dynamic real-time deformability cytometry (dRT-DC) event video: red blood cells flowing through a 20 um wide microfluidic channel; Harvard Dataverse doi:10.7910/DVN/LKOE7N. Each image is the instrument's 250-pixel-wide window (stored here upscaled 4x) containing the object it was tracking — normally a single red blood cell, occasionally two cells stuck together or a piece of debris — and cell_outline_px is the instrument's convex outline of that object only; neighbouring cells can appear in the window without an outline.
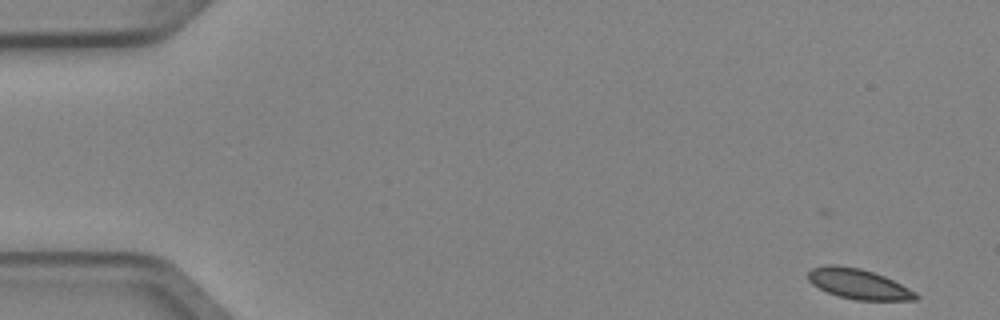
{"species": "Egyptian fruit bat (a non-hibernating species)", "species_latin": "Rousettus aegyptiacus", "temperature_condition": "cold", "stored_images_in_passage": 4, "camera_frame_rate_fps": 3000, "um_per_image_px": 0.085, "animal": {"sex": "female"}, "frame": {"image": 1, "passage_image": 1, "time_ms": 0.0, "image_size_px": [1000, 320], "cell_outline_px": [[920, 296], [916, 300], [856, 300], [840, 296], [828, 292], [812, 284], [808, 280], [808, 272], [812, 268], [828, 264], [836, 264], [860, 268], [884, 276], [916, 292]], "centroid_in_image_um": [72.96, 24.13], "position_along_channel_um": 12.0, "area_um2": 18.79}}
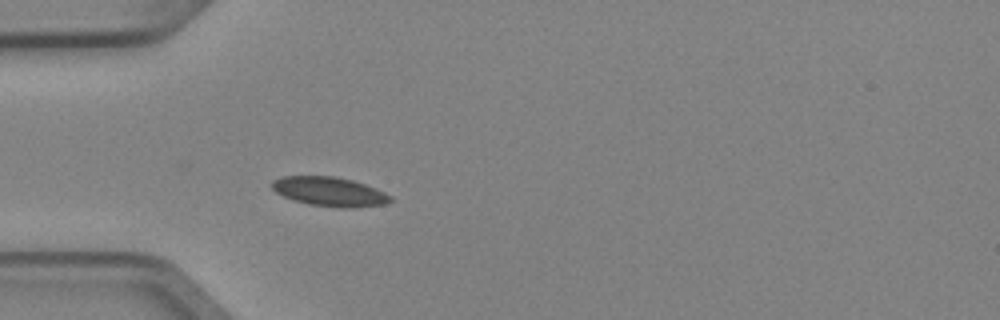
{"frame": {"image": 2, "passage_image": 4, "time_ms": 1.0, "image_size_px": [1000, 320], "cell_outline_px": [[392, 200], [384, 204], [352, 208], [344, 208], [308, 204], [284, 196], [276, 192], [268, 184], [272, 180], [280, 176], [336, 176], [352, 180], [364, 184], [384, 192], [392, 196]], "centroid_in_image_um": [27.97, 16.27], "position_along_channel_um": 57.0, "area_um2": 20.17}}